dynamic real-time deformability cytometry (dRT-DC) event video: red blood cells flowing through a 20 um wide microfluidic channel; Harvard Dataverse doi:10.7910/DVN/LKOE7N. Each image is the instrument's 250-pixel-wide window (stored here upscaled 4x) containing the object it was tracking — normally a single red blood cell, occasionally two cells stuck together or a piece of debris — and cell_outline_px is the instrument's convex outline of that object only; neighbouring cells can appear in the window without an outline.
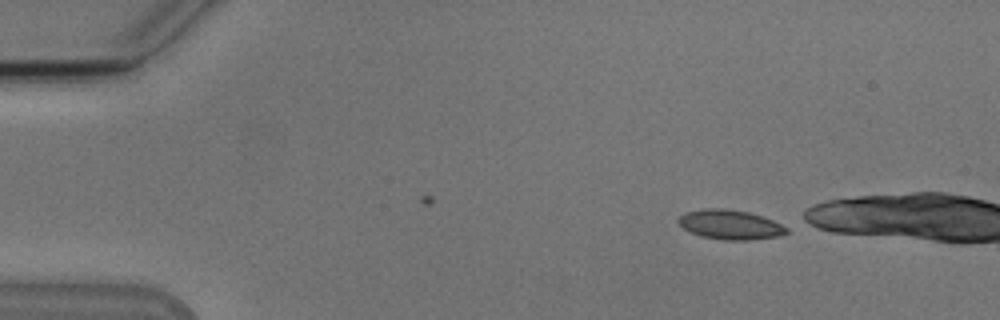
{"species": "Egyptian fruit bat (a non-hibernating species)", "species_latin": "Rousettus aegyptiacus", "temperature_condition": "cold", "stored_images_in_passage": 8, "camera_frame_rate_fps": 3000, "um_per_image_px": 0.085, "animal": {"sex": "male"}, "frame": {"image": 1, "passage_image": 1, "time_ms": 0.0, "image_size_px": [1000, 320], "cell_outline_px": [[788, 232], [780, 236], [748, 240], [724, 240], [700, 236], [684, 228], [676, 220], [684, 212], [704, 208], [724, 208], [748, 212], [772, 220], [788, 228]], "centroid_in_image_um": [62.04, 19.09], "position_along_channel_um": 23.0, "area_um2": 18.55}}